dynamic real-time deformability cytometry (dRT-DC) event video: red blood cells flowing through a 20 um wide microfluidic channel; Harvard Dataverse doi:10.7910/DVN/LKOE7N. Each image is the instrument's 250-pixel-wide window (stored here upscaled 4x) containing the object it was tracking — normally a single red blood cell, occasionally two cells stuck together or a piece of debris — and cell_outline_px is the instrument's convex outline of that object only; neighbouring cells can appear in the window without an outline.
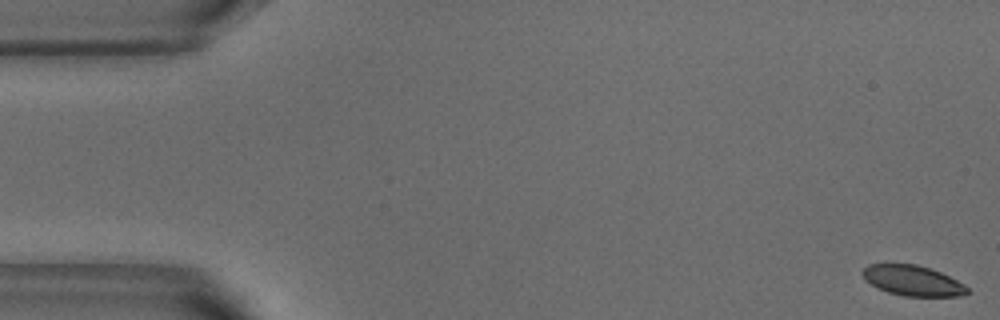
{"species": "common noctule bat (a hibernating species)", "species_latin": "Nyctalus noctula", "temperature_condition": "warm", "stored_images_in_passage": 15, "camera_frame_rate_fps": 3000, "um_per_image_px": 0.085, "animal": {"sex": "male", "body_mass_g": 18.8}, "frame": {"image": 1, "passage_image": 1, "time_ms": 0.0, "image_size_px": [1000, 320], "cell_outline_px": [[968, 292], [960, 296], [904, 296], [888, 292], [876, 288], [864, 280], [860, 272], [868, 264], [884, 260], [916, 264], [940, 272], [964, 284], [968, 288]], "centroid_in_image_um": [77.45, 23.8], "position_along_channel_um": 7.6, "area_um2": 19.19}}
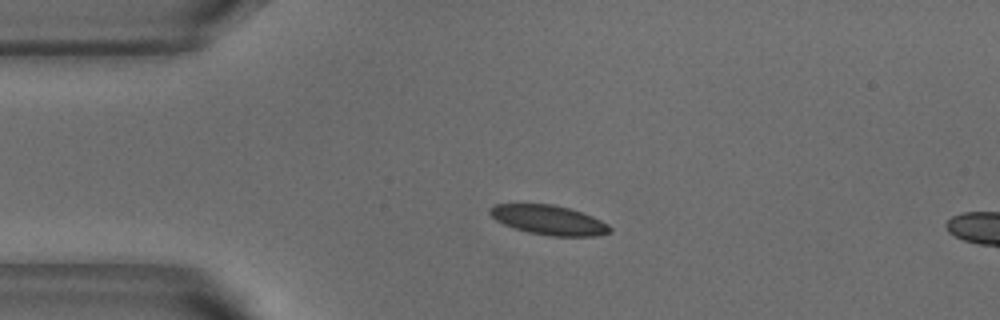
{"frame": {"image": 2, "passage_image": 12, "time_ms": 3.667, "image_size_px": [1000, 320], "cell_outline_px": [[612, 232], [596, 236], [552, 236], [528, 232], [504, 224], [496, 220], [488, 212], [488, 208], [496, 204], [552, 204], [568, 208], [592, 216], [608, 224], [612, 228]], "centroid_in_image_um": [46.66, 18.7], "position_along_channel_um": 38.3, "area_um2": 20.52}}